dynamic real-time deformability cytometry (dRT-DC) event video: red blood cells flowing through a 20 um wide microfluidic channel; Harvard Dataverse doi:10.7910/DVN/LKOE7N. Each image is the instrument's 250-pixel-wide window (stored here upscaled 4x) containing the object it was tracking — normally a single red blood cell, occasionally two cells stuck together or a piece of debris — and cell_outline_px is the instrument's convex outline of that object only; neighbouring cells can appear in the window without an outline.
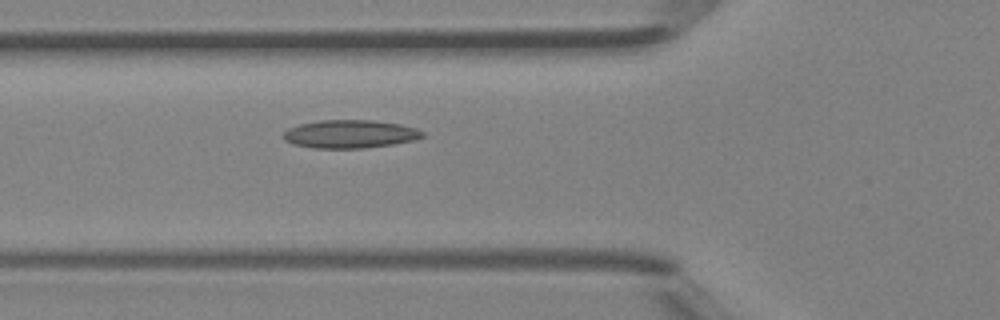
{"species": "Egyptian fruit bat (a non-hibernating species)", "species_latin": "Rousettus aegyptiacus", "temperature_condition": "room temperature", "stored_images_in_passage": 29, "camera_frame_rate_fps": 3000, "um_per_image_px": 0.085, "animal": {"sex": "female"}, "frame": {"image": 1, "passage_image": 4, "time_ms": 1.0, "image_size_px": [1000, 320], "cell_outline_px": [[424, 136], [416, 140], [392, 144], [364, 148], [312, 148], [292, 144], [284, 140], [280, 136], [288, 128], [300, 124], [320, 120], [372, 120], [400, 124], [416, 128], [424, 132]], "centroid_in_image_um": [29.72, 11.39], "position_along_channel_um": 96.1, "area_um2": 23.0}}
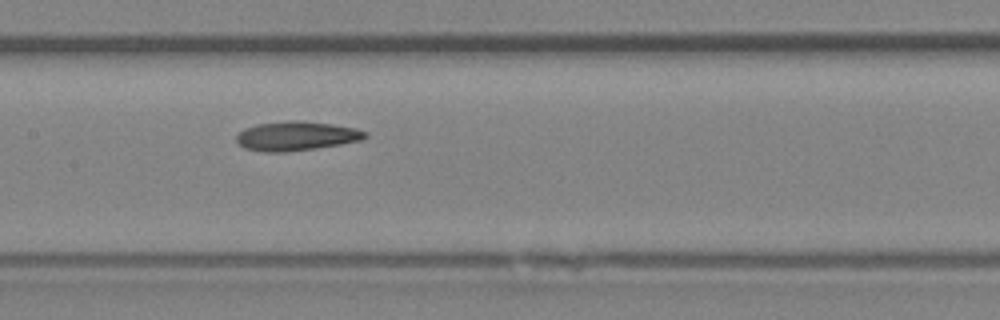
{"frame": {"image": 2, "passage_image": 10, "time_ms": 3.0, "image_size_px": [1000, 320], "cell_outline_px": [[368, 136], [360, 140], [340, 144], [316, 148], [284, 152], [264, 152], [244, 148], [236, 140], [236, 136], [244, 128], [256, 124], [292, 120], [300, 120], [332, 124], [356, 128], [368, 132]], "centroid_in_image_um": [25.19, 11.55], "position_along_channel_um": 182.2, "area_um2": 21.91}}
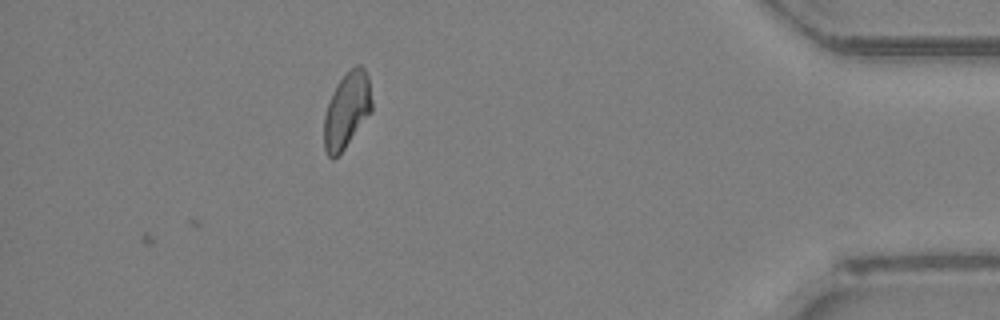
{"frame": {"image": 3, "passage_image": 29, "time_ms": 9.333, "image_size_px": [1000, 320], "cell_outline_px": [[372, 112], [344, 148], [332, 160], [328, 156], [324, 148], [324, 116], [332, 92], [336, 84], [356, 64], [360, 64], [364, 68], [368, 76], [372, 100]], "centroid_in_image_um": [29.49, 9.36], "position_along_channel_um": 405.7, "area_um2": 20.98}, "authors_computed_cell_mechanics": {"area_um2": 20.9814, "velocity_mm_per_s": 4.311, "shape_relaxation_time_tau1_ms": null, "shape_relaxation_time_tau2_ms": 3.523, "deformation_change_tau1": null, "deformation_change_tau2": 0.0918}}